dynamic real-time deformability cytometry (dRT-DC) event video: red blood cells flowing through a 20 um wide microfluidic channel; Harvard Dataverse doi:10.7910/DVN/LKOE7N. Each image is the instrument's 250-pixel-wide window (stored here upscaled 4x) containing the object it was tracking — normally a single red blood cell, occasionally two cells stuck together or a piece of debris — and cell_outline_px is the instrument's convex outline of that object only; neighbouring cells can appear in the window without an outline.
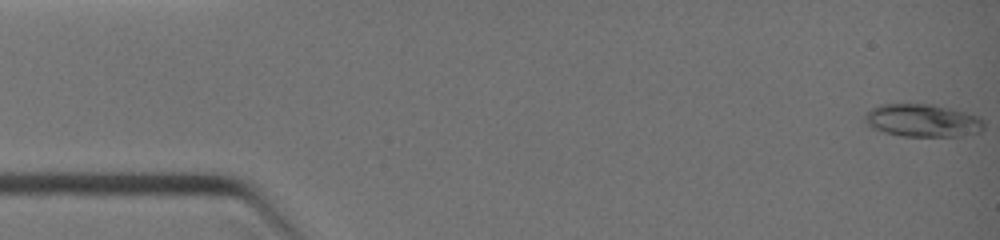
{"species": "common noctule bat (a hibernating species)", "species_latin": "Nyctalus noctula", "temperature_condition": "warm", "stored_images_in_passage": 6, "camera_frame_rate_fps": 3000, "um_per_image_px": 0.085, "animal": {"sex": "female", "body_mass_g": 19.0, "forearm_length_mm": 51.5}, "frame": {"image": 1, "passage_image": 1, "time_ms": 0.0, "image_size_px": [1000, 240], "cell_outline_px": [[984, 128], [980, 132], [960, 136], [900, 136], [884, 132], [872, 128], [864, 120], [864, 116], [872, 108], [880, 104], [932, 104], [964, 112], [976, 116], [984, 124]], "centroid_in_image_um": [78.39, 10.25], "position_along_channel_um": 6.6, "area_um2": 22.54}}
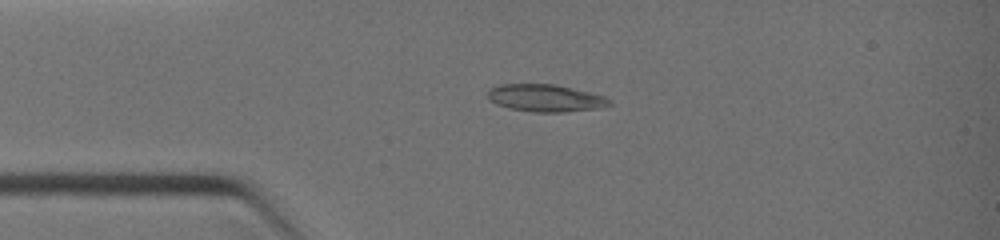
{"frame": {"image": 2, "passage_image": 5, "time_ms": 2.667, "image_size_px": [1000, 240], "cell_outline_px": [[612, 104], [600, 108], [564, 112], [536, 112], [508, 108], [496, 104], [488, 100], [488, 88], [500, 84], [556, 84], [604, 96], [612, 100]], "centroid_in_image_um": [46.34, 8.33], "position_along_channel_um": 38.7, "area_um2": 19.48}}